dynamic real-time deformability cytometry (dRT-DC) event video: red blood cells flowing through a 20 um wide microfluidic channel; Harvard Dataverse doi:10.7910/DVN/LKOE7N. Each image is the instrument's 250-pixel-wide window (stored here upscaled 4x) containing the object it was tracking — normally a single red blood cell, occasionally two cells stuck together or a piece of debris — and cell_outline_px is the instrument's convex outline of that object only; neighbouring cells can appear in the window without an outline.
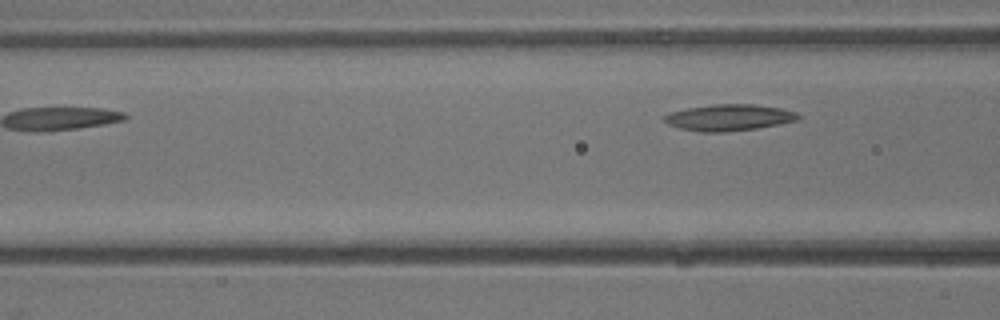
{"species": "common noctule bat (a hibernating species)", "species_latin": "Nyctalus noctula", "temperature_condition": "warm", "stored_images_in_passage": 8, "segment_of_instrument_passage": [2, 2], "camera_frame_rate_fps": 3000, "um_per_image_px": 0.085, "animal": {"sex": "male", "body_mass_g": 13.3}, "frame": {"image": 1, "passage_image": 8, "time_ms": 2.333, "image_size_px": [1000, 320], "cell_outline_px": [[800, 120], [780, 124], [756, 128], [724, 132], [700, 132], [680, 128], [668, 124], [664, 120], [664, 116], [672, 112], [688, 108], [712, 104], [752, 104], [780, 108], [796, 112], [800, 116]], "centroid_in_image_um": [61.99, 9.99], "position_along_channel_um": 104.6, "area_um2": 20.46}}